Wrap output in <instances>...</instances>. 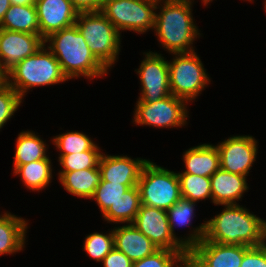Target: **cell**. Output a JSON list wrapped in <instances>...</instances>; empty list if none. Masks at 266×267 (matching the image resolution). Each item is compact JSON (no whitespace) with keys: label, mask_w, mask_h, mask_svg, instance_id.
I'll return each instance as SVG.
<instances>
[{"label":"cell","mask_w":266,"mask_h":267,"mask_svg":"<svg viewBox=\"0 0 266 267\" xmlns=\"http://www.w3.org/2000/svg\"><path fill=\"white\" fill-rule=\"evenodd\" d=\"M222 206V212L206 221L205 240L248 247L266 244V220L239 204Z\"/></svg>","instance_id":"6da1fadb"},{"label":"cell","mask_w":266,"mask_h":267,"mask_svg":"<svg viewBox=\"0 0 266 267\" xmlns=\"http://www.w3.org/2000/svg\"><path fill=\"white\" fill-rule=\"evenodd\" d=\"M192 7L189 0H157L153 30L169 54L195 51L193 43L202 33L194 22Z\"/></svg>","instance_id":"7a4b0ae2"},{"label":"cell","mask_w":266,"mask_h":267,"mask_svg":"<svg viewBox=\"0 0 266 267\" xmlns=\"http://www.w3.org/2000/svg\"><path fill=\"white\" fill-rule=\"evenodd\" d=\"M44 44L56 57L68 80L80 77L93 80L110 71L93 55L76 24L50 34Z\"/></svg>","instance_id":"3957f363"},{"label":"cell","mask_w":266,"mask_h":267,"mask_svg":"<svg viewBox=\"0 0 266 267\" xmlns=\"http://www.w3.org/2000/svg\"><path fill=\"white\" fill-rule=\"evenodd\" d=\"M68 81L52 52L43 44L31 56L21 60L6 73V82L24 99L30 88Z\"/></svg>","instance_id":"277c9868"},{"label":"cell","mask_w":266,"mask_h":267,"mask_svg":"<svg viewBox=\"0 0 266 267\" xmlns=\"http://www.w3.org/2000/svg\"><path fill=\"white\" fill-rule=\"evenodd\" d=\"M75 24L93 55L108 70L114 67L122 39L115 26L100 11L78 12Z\"/></svg>","instance_id":"5b68a950"},{"label":"cell","mask_w":266,"mask_h":267,"mask_svg":"<svg viewBox=\"0 0 266 267\" xmlns=\"http://www.w3.org/2000/svg\"><path fill=\"white\" fill-rule=\"evenodd\" d=\"M137 186L141 205L167 211L182 198L177 172L151 160L144 165Z\"/></svg>","instance_id":"8992f818"},{"label":"cell","mask_w":266,"mask_h":267,"mask_svg":"<svg viewBox=\"0 0 266 267\" xmlns=\"http://www.w3.org/2000/svg\"><path fill=\"white\" fill-rule=\"evenodd\" d=\"M168 61L169 88L172 95L193 102L210 84V78L197 53L173 54Z\"/></svg>","instance_id":"52a82bcc"},{"label":"cell","mask_w":266,"mask_h":267,"mask_svg":"<svg viewBox=\"0 0 266 267\" xmlns=\"http://www.w3.org/2000/svg\"><path fill=\"white\" fill-rule=\"evenodd\" d=\"M157 0H104L100 12L122 31L144 34L154 29Z\"/></svg>","instance_id":"ba28073f"},{"label":"cell","mask_w":266,"mask_h":267,"mask_svg":"<svg viewBox=\"0 0 266 267\" xmlns=\"http://www.w3.org/2000/svg\"><path fill=\"white\" fill-rule=\"evenodd\" d=\"M188 103L174 95L152 103H136L133 123L156 128H180L187 125Z\"/></svg>","instance_id":"9c48e42d"},{"label":"cell","mask_w":266,"mask_h":267,"mask_svg":"<svg viewBox=\"0 0 266 267\" xmlns=\"http://www.w3.org/2000/svg\"><path fill=\"white\" fill-rule=\"evenodd\" d=\"M143 61L136 69L139 76L141 93L136 103H152L171 94L169 88L168 60L158 52H144Z\"/></svg>","instance_id":"30bf717a"},{"label":"cell","mask_w":266,"mask_h":267,"mask_svg":"<svg viewBox=\"0 0 266 267\" xmlns=\"http://www.w3.org/2000/svg\"><path fill=\"white\" fill-rule=\"evenodd\" d=\"M257 143L252 135H233L220 141L216 145L220 154V168L247 177L256 161Z\"/></svg>","instance_id":"8fae6325"},{"label":"cell","mask_w":266,"mask_h":267,"mask_svg":"<svg viewBox=\"0 0 266 267\" xmlns=\"http://www.w3.org/2000/svg\"><path fill=\"white\" fill-rule=\"evenodd\" d=\"M149 238L158 249L187 252L172 236L167 212L155 207L140 205L132 223Z\"/></svg>","instance_id":"7c38bea8"},{"label":"cell","mask_w":266,"mask_h":267,"mask_svg":"<svg viewBox=\"0 0 266 267\" xmlns=\"http://www.w3.org/2000/svg\"><path fill=\"white\" fill-rule=\"evenodd\" d=\"M251 247L225 245L203 239L189 252L188 262L193 267H240L244 254Z\"/></svg>","instance_id":"4fadbf2b"},{"label":"cell","mask_w":266,"mask_h":267,"mask_svg":"<svg viewBox=\"0 0 266 267\" xmlns=\"http://www.w3.org/2000/svg\"><path fill=\"white\" fill-rule=\"evenodd\" d=\"M43 44L40 34L0 28V67L7 73L21 60L34 55Z\"/></svg>","instance_id":"5bb4252c"},{"label":"cell","mask_w":266,"mask_h":267,"mask_svg":"<svg viewBox=\"0 0 266 267\" xmlns=\"http://www.w3.org/2000/svg\"><path fill=\"white\" fill-rule=\"evenodd\" d=\"M35 7L43 39L76 22L78 11L69 0H36Z\"/></svg>","instance_id":"9a60e30c"},{"label":"cell","mask_w":266,"mask_h":267,"mask_svg":"<svg viewBox=\"0 0 266 267\" xmlns=\"http://www.w3.org/2000/svg\"><path fill=\"white\" fill-rule=\"evenodd\" d=\"M148 159L131 158L127 155H107L102 153L99 161L101 179L110 183L137 185Z\"/></svg>","instance_id":"2e32d148"},{"label":"cell","mask_w":266,"mask_h":267,"mask_svg":"<svg viewBox=\"0 0 266 267\" xmlns=\"http://www.w3.org/2000/svg\"><path fill=\"white\" fill-rule=\"evenodd\" d=\"M197 202L181 198L167 212V218L170 226V231L173 238L189 253L193 250L205 237L206 221L197 227H191L188 236L180 238L175 233V228L182 226H192L191 221L195 215V206Z\"/></svg>","instance_id":"e0dca14e"},{"label":"cell","mask_w":266,"mask_h":267,"mask_svg":"<svg viewBox=\"0 0 266 267\" xmlns=\"http://www.w3.org/2000/svg\"><path fill=\"white\" fill-rule=\"evenodd\" d=\"M113 234L115 248L123 252L132 262L139 261L159 250L133 224L114 227Z\"/></svg>","instance_id":"ac0fdd59"},{"label":"cell","mask_w":266,"mask_h":267,"mask_svg":"<svg viewBox=\"0 0 266 267\" xmlns=\"http://www.w3.org/2000/svg\"><path fill=\"white\" fill-rule=\"evenodd\" d=\"M247 177L233 174L219 168L211 177L212 203L218 205H231L242 199L249 186Z\"/></svg>","instance_id":"d6986e66"},{"label":"cell","mask_w":266,"mask_h":267,"mask_svg":"<svg viewBox=\"0 0 266 267\" xmlns=\"http://www.w3.org/2000/svg\"><path fill=\"white\" fill-rule=\"evenodd\" d=\"M184 171L202 177H211L220 168V154L216 145L200 144L183 152Z\"/></svg>","instance_id":"ffe728a7"},{"label":"cell","mask_w":266,"mask_h":267,"mask_svg":"<svg viewBox=\"0 0 266 267\" xmlns=\"http://www.w3.org/2000/svg\"><path fill=\"white\" fill-rule=\"evenodd\" d=\"M2 213L0 214V256L13 255L24 250L29 224L21 216L8 211Z\"/></svg>","instance_id":"44dd1931"},{"label":"cell","mask_w":266,"mask_h":267,"mask_svg":"<svg viewBox=\"0 0 266 267\" xmlns=\"http://www.w3.org/2000/svg\"><path fill=\"white\" fill-rule=\"evenodd\" d=\"M58 180L63 188L76 197L91 199L101 182L99 168H88L81 171L58 172Z\"/></svg>","instance_id":"7402d4cb"},{"label":"cell","mask_w":266,"mask_h":267,"mask_svg":"<svg viewBox=\"0 0 266 267\" xmlns=\"http://www.w3.org/2000/svg\"><path fill=\"white\" fill-rule=\"evenodd\" d=\"M34 131H21L15 145L13 166L25 165L37 160L49 158L48 144ZM47 146V147H46Z\"/></svg>","instance_id":"603a6c76"},{"label":"cell","mask_w":266,"mask_h":267,"mask_svg":"<svg viewBox=\"0 0 266 267\" xmlns=\"http://www.w3.org/2000/svg\"><path fill=\"white\" fill-rule=\"evenodd\" d=\"M52 160L45 158L25 165L13 166V174L20 176L24 186L32 191H42L52 182Z\"/></svg>","instance_id":"cb8c5ba5"},{"label":"cell","mask_w":266,"mask_h":267,"mask_svg":"<svg viewBox=\"0 0 266 267\" xmlns=\"http://www.w3.org/2000/svg\"><path fill=\"white\" fill-rule=\"evenodd\" d=\"M0 28L9 31L40 34L35 4H11L10 8L5 13L4 19L0 24Z\"/></svg>","instance_id":"d4e9b609"},{"label":"cell","mask_w":266,"mask_h":267,"mask_svg":"<svg viewBox=\"0 0 266 267\" xmlns=\"http://www.w3.org/2000/svg\"><path fill=\"white\" fill-rule=\"evenodd\" d=\"M141 205L138 186L130 188L102 215L107 223L132 224Z\"/></svg>","instance_id":"484cf974"},{"label":"cell","mask_w":266,"mask_h":267,"mask_svg":"<svg viewBox=\"0 0 266 267\" xmlns=\"http://www.w3.org/2000/svg\"><path fill=\"white\" fill-rule=\"evenodd\" d=\"M177 175L182 198L198 203L209 198L212 202L210 177L180 172Z\"/></svg>","instance_id":"4316f807"},{"label":"cell","mask_w":266,"mask_h":267,"mask_svg":"<svg viewBox=\"0 0 266 267\" xmlns=\"http://www.w3.org/2000/svg\"><path fill=\"white\" fill-rule=\"evenodd\" d=\"M51 141L60 152L58 159L63 155L88 151L96 144L91 137L78 130L56 135Z\"/></svg>","instance_id":"83f0119b"},{"label":"cell","mask_w":266,"mask_h":267,"mask_svg":"<svg viewBox=\"0 0 266 267\" xmlns=\"http://www.w3.org/2000/svg\"><path fill=\"white\" fill-rule=\"evenodd\" d=\"M102 149L95 144L90 150L76 154L63 155L58 159L61 170L59 172L81 171L88 168H99Z\"/></svg>","instance_id":"f1b7e54d"},{"label":"cell","mask_w":266,"mask_h":267,"mask_svg":"<svg viewBox=\"0 0 266 267\" xmlns=\"http://www.w3.org/2000/svg\"><path fill=\"white\" fill-rule=\"evenodd\" d=\"M113 229L109 233L92 232L85 236L83 250L96 262H101L114 248Z\"/></svg>","instance_id":"f546056e"},{"label":"cell","mask_w":266,"mask_h":267,"mask_svg":"<svg viewBox=\"0 0 266 267\" xmlns=\"http://www.w3.org/2000/svg\"><path fill=\"white\" fill-rule=\"evenodd\" d=\"M188 252L159 249L150 256L133 262L132 267H181L188 260Z\"/></svg>","instance_id":"4dcf8cb0"},{"label":"cell","mask_w":266,"mask_h":267,"mask_svg":"<svg viewBox=\"0 0 266 267\" xmlns=\"http://www.w3.org/2000/svg\"><path fill=\"white\" fill-rule=\"evenodd\" d=\"M137 185H123L119 183H110L101 179L100 184L97 186L93 197L103 215L111 205L123 196L130 188Z\"/></svg>","instance_id":"1f68e13d"},{"label":"cell","mask_w":266,"mask_h":267,"mask_svg":"<svg viewBox=\"0 0 266 267\" xmlns=\"http://www.w3.org/2000/svg\"><path fill=\"white\" fill-rule=\"evenodd\" d=\"M22 101L24 100L7 82L0 86V129L14 116Z\"/></svg>","instance_id":"d6a6232c"},{"label":"cell","mask_w":266,"mask_h":267,"mask_svg":"<svg viewBox=\"0 0 266 267\" xmlns=\"http://www.w3.org/2000/svg\"><path fill=\"white\" fill-rule=\"evenodd\" d=\"M240 267H266V244L251 247L244 254Z\"/></svg>","instance_id":"836d02e7"},{"label":"cell","mask_w":266,"mask_h":267,"mask_svg":"<svg viewBox=\"0 0 266 267\" xmlns=\"http://www.w3.org/2000/svg\"><path fill=\"white\" fill-rule=\"evenodd\" d=\"M103 267H132V261L115 247L101 261Z\"/></svg>","instance_id":"e575fe53"},{"label":"cell","mask_w":266,"mask_h":267,"mask_svg":"<svg viewBox=\"0 0 266 267\" xmlns=\"http://www.w3.org/2000/svg\"><path fill=\"white\" fill-rule=\"evenodd\" d=\"M78 12L100 11L104 0H69Z\"/></svg>","instance_id":"d590c367"},{"label":"cell","mask_w":266,"mask_h":267,"mask_svg":"<svg viewBox=\"0 0 266 267\" xmlns=\"http://www.w3.org/2000/svg\"><path fill=\"white\" fill-rule=\"evenodd\" d=\"M10 0H0V24L4 19L5 13L10 8Z\"/></svg>","instance_id":"8d00e7d4"},{"label":"cell","mask_w":266,"mask_h":267,"mask_svg":"<svg viewBox=\"0 0 266 267\" xmlns=\"http://www.w3.org/2000/svg\"><path fill=\"white\" fill-rule=\"evenodd\" d=\"M36 0H10L12 5H31L35 4Z\"/></svg>","instance_id":"74e56055"},{"label":"cell","mask_w":266,"mask_h":267,"mask_svg":"<svg viewBox=\"0 0 266 267\" xmlns=\"http://www.w3.org/2000/svg\"><path fill=\"white\" fill-rule=\"evenodd\" d=\"M6 82V73L0 67V86Z\"/></svg>","instance_id":"f35d334b"},{"label":"cell","mask_w":266,"mask_h":267,"mask_svg":"<svg viewBox=\"0 0 266 267\" xmlns=\"http://www.w3.org/2000/svg\"><path fill=\"white\" fill-rule=\"evenodd\" d=\"M191 3H194V0H189ZM202 3L204 4V6H207V4L209 5L210 2H212L213 0H201Z\"/></svg>","instance_id":"ab89813d"},{"label":"cell","mask_w":266,"mask_h":267,"mask_svg":"<svg viewBox=\"0 0 266 267\" xmlns=\"http://www.w3.org/2000/svg\"><path fill=\"white\" fill-rule=\"evenodd\" d=\"M181 267H193L188 260Z\"/></svg>","instance_id":"60d3db41"},{"label":"cell","mask_w":266,"mask_h":267,"mask_svg":"<svg viewBox=\"0 0 266 267\" xmlns=\"http://www.w3.org/2000/svg\"><path fill=\"white\" fill-rule=\"evenodd\" d=\"M265 2H264V8H265V13H266V0H264Z\"/></svg>","instance_id":"b9f144b4"}]
</instances>
